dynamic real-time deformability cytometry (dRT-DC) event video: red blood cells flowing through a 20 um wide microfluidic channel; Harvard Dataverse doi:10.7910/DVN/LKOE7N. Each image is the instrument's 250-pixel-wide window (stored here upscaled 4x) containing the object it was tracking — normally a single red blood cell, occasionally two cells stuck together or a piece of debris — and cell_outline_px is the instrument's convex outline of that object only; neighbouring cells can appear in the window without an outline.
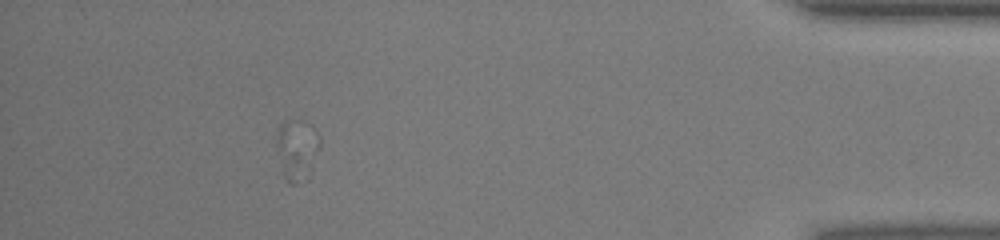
{"species": "human", "species_latin": "Homo sapiens", "temperature_condition": "warm", "stored_images_in_passage": 39, "camera_frame_rate_fps": 3000, "um_per_image_px": 0.085, "donor": {"sex": "male"}, "frame": {"image": 1, "passage_image": 35, "time_ms": 11.333, "image_size_px": [1000, 240], "cell_outline_px": [[320, 144], [312, 172], [308, 180], [296, 184], [292, 184], [284, 180], [276, 144], [276, 132], [280, 124], [288, 116], [304, 120], [312, 124], [316, 128], [320, 136]], "centroid_in_image_um": [25.26, 12.66], "position_along_channel_um": 409.9, "area_um2": 16.42}}